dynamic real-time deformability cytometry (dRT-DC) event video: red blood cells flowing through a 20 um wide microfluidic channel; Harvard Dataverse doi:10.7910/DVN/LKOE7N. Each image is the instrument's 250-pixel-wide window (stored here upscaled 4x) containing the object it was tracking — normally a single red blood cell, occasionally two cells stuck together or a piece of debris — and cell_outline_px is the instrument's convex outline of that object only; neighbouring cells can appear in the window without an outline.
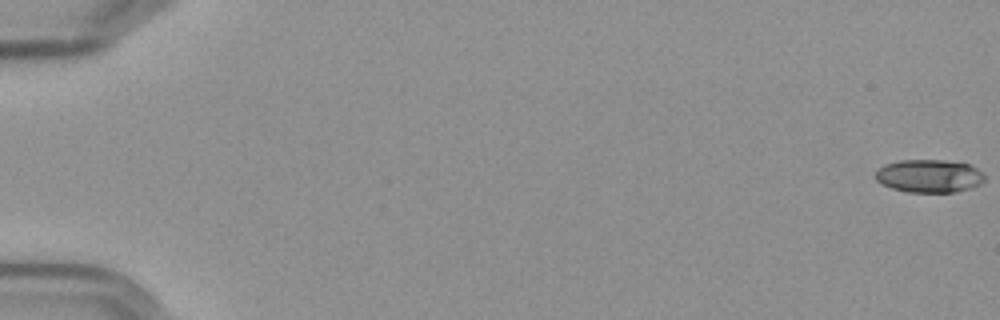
{"species": "Egyptian fruit bat (a non-hibernating species)", "species_latin": "Rousettus aegyptiacus", "temperature_condition": "cold", "stored_images_in_passage": 52, "camera_frame_rate_fps": 3000, "um_per_image_px": 0.085, "frame": {"image": 1, "passage_image": 1, "time_ms": 0.0, "image_size_px": [1000, 320], "cell_outline_px": [[984, 180], [980, 184], [956, 192], [908, 192], [892, 188], [876, 180], [876, 172], [884, 164], [900, 160], [944, 160], [968, 164], [976, 168], [984, 176]], "centroid_in_image_um": [78.97, 14.95], "position_along_channel_um": 6.0, "area_um2": 20.75}}
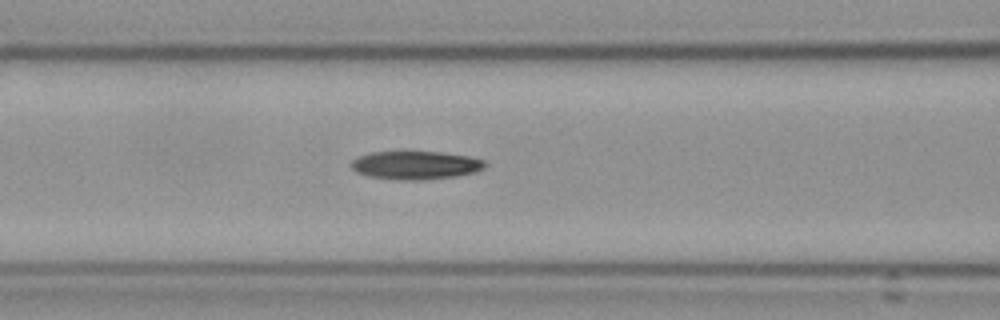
{"frame": {"image": 2, "passage_image": 26, "time_ms": 8.333, "image_size_px": [1000, 320], "cell_outline_px": [[488, 164], [484, 168], [472, 172], [456, 176], [420, 180], [400, 180], [368, 176], [356, 172], [348, 164], [352, 160], [360, 156], [372, 152], [440, 152], [468, 156], [484, 160]], "centroid_in_image_um": [35.3, 14.04], "position_along_channel_um": 131.3, "area_um2": 21.96}}
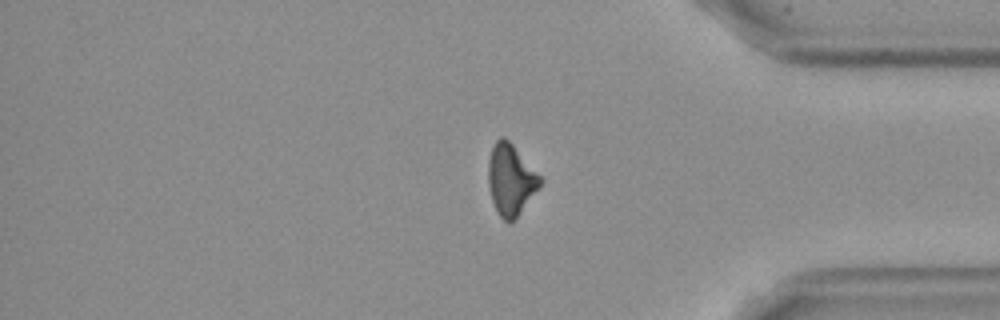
{"frame": {"image": 3, "passage_image": 49, "time_ms": 16.0, "image_size_px": [1000, 320], "cell_outline_px": [[540, 188], [516, 216], [508, 224], [496, 212], [492, 200], [488, 184], [488, 160], [492, 144], [500, 136], [504, 136], [512, 144], [540, 176]], "centroid_in_image_um": [43.37, 15.25], "position_along_channel_um": 391.8, "area_um2": 21.27}}